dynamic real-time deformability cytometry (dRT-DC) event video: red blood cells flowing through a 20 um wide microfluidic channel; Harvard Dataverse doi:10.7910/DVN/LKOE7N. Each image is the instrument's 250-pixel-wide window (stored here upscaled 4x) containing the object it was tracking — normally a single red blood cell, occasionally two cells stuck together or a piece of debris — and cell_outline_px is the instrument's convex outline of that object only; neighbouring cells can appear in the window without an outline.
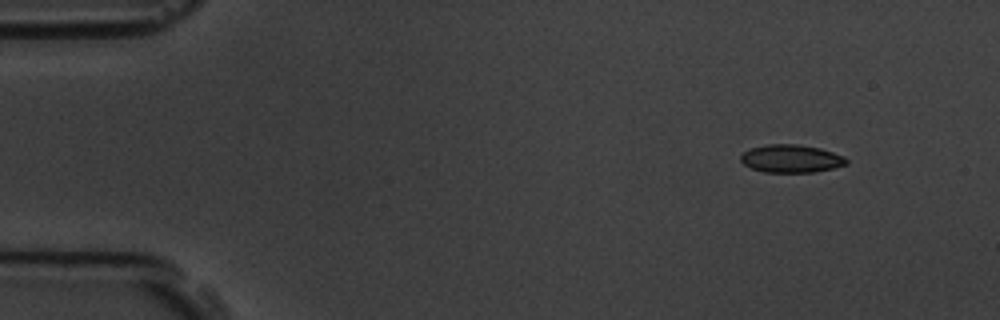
{"species": "common noctule bat (a hibernating species)", "species_latin": "Nyctalus noctula", "temperature_condition": "room temperature", "stored_images_in_passage": 4, "camera_frame_rate_fps": 3000, "um_per_image_px": 0.085, "animal": {"sex": "male", "body_mass_g": 19.5, "forearm_length_mm": 54.6}, "frame": {"image": 1, "passage_image": 1, "time_ms": 0.0, "image_size_px": [1000, 320], "cell_outline_px": [[848, 164], [832, 168], [812, 172], [764, 172], [752, 168], [744, 164], [740, 160], [740, 156], [748, 148], [768, 144], [796, 144], [820, 148], [844, 156], [848, 160]], "centroid_in_image_um": [67.23, 13.47], "position_along_channel_um": 17.8, "area_um2": 17.17}}
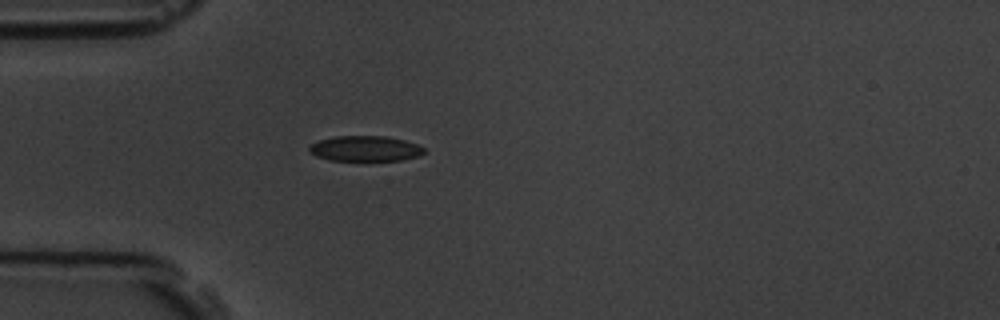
{"frame": {"image": 2, "passage_image": 4, "time_ms": 3.333, "image_size_px": [1000, 320], "cell_outline_px": [[424, 152], [420, 156], [400, 160], [328, 160], [316, 156], [308, 152], [308, 148], [312, 144], [320, 140], [336, 136], [384, 136], [404, 140], [416, 144], [424, 148]], "centroid_in_image_um": [31.02, 12.63], "position_along_channel_um": 54.0, "area_um2": 16.88}}